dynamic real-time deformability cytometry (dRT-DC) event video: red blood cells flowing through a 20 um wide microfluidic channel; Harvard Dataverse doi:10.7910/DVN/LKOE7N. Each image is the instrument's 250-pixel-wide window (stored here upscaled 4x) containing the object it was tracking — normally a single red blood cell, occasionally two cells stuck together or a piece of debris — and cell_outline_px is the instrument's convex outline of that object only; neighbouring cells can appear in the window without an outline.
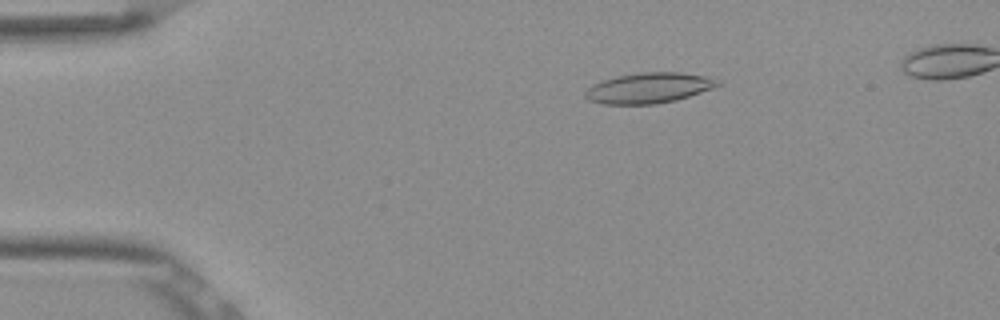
{"species": "Egyptian fruit bat (a non-hibernating species)", "species_latin": "Rousettus aegyptiacus", "temperature_condition": "room temperature", "stored_images_in_passage": 51, "camera_frame_rate_fps": 3000, "um_per_image_px": 0.085, "frame": {"image": 1, "passage_image": 10, "time_ms": 3.0, "image_size_px": [1000, 320], "cell_outline_px": [[724, 84], [676, 100], [656, 104], [604, 104], [588, 100], [584, 96], [584, 92], [592, 84], [616, 76], [640, 72], [680, 72], [704, 76], [720, 80]], "centroid_in_image_um": [55.14, 7.47], "position_along_channel_um": 29.9, "area_um2": 23.52}}
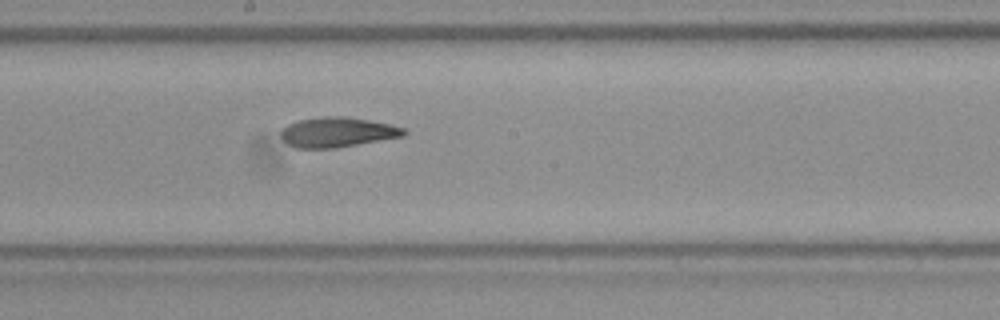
{"frame": {"image": 2, "passage_image": 29, "time_ms": 9.333, "image_size_px": [1000, 320], "cell_outline_px": [[408, 132], [404, 136], [336, 148], [296, 148], [288, 144], [280, 136], [280, 132], [288, 124], [300, 120], [320, 116], [348, 116], [388, 124], [404, 128]], "centroid_in_image_um": [28.67, 11.23], "position_along_channel_um": 219.5, "area_um2": 21.44}}
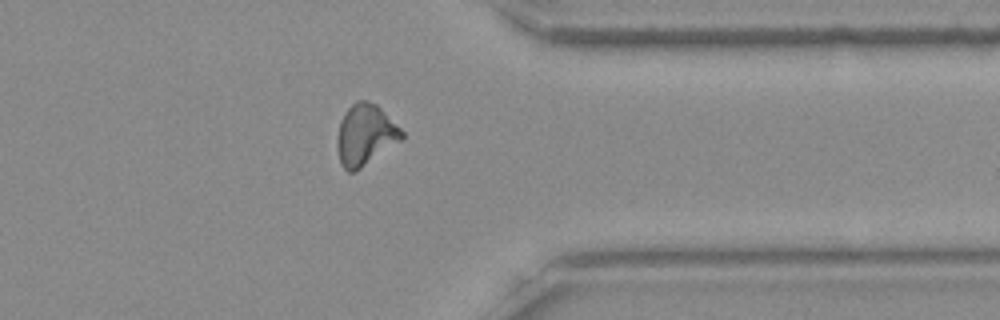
{"frame": {"image": 3, "passage_image": 42, "time_ms": 13.667, "image_size_px": [1000, 320], "cell_outline_px": [[404, 140], [356, 172], [348, 172], [340, 164], [336, 144], [336, 140], [340, 120], [344, 112], [356, 100], [364, 100], [376, 104], [404, 132]], "centroid_in_image_um": [31.05, 11.5], "position_along_channel_um": 380.4, "area_um2": 23.41}, "authors_computed_cell_mechanics": {"area_um2": 22.0796, "velocity_mm_per_s": 3.8813, "shape_relaxation_time_tau1_ms": null, "shape_relaxation_time_tau2_ms": 4.6415, "deformation_change_tau1": null, "deformation_change_tau2": 0.1329}}